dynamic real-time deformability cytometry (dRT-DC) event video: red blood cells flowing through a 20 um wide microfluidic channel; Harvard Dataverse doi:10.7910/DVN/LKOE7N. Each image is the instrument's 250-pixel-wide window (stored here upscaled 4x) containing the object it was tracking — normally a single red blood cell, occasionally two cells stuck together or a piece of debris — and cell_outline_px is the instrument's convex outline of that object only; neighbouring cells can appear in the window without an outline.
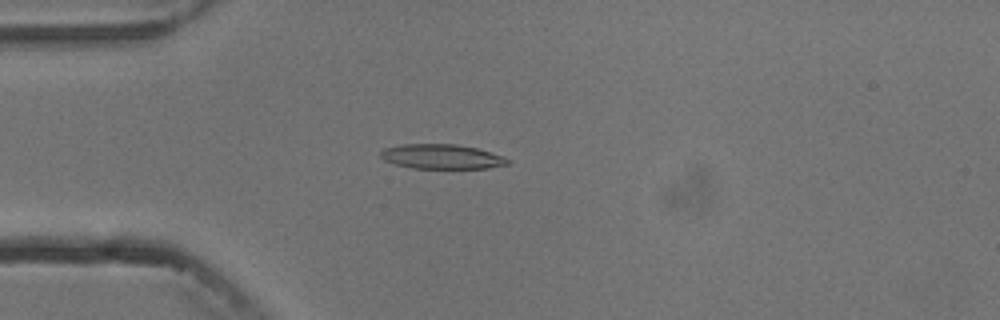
{"species": "common noctule bat (a hibernating species)", "species_latin": "Nyctalus noctula", "temperature_condition": "cold", "stored_images_in_passage": 4, "camera_frame_rate_fps": 3000, "um_per_image_px": 0.085, "animal": {"sex": "male", "body_mass_g": 13.3}, "frame": {"image": 1, "passage_image": 4, "time_ms": 4.0, "image_size_px": [1000, 320], "cell_outline_px": [[508, 164], [488, 168], [412, 168], [396, 164], [384, 160], [380, 156], [380, 152], [384, 148], [404, 144], [456, 144], [476, 148], [500, 156], [508, 160]], "centroid_in_image_um": [37.48, 13.31], "position_along_channel_um": 47.5, "area_um2": 17.92}}